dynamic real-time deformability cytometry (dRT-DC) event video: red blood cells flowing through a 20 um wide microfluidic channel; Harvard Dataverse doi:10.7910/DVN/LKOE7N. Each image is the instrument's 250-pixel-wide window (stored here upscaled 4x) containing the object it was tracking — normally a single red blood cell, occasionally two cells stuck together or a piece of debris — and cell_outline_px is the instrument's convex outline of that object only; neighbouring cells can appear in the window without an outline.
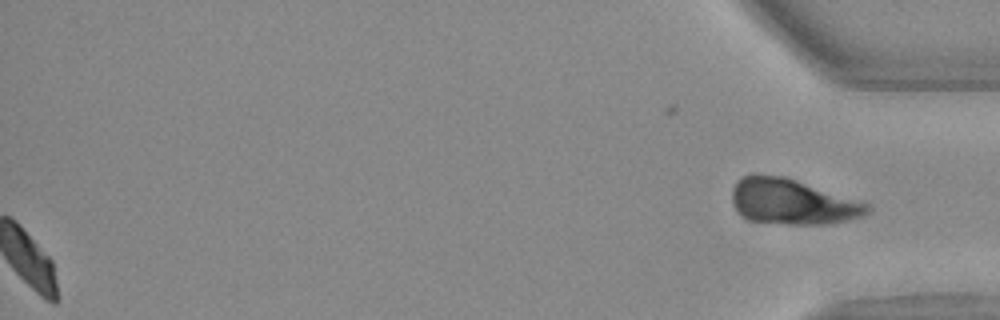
{"species": "Egyptian fruit bat (a non-hibernating species)", "species_latin": "Rousettus aegyptiacus", "temperature_condition": "warm", "stored_images_in_passage": 44, "segment_of_instrument_passage": [2, 2], "camera_frame_rate_fps": 3000, "um_per_image_px": 0.085, "animal": {"sex": "female"}, "frame": {"image": 1, "passage_image": 44, "time_ms": 14.333, "image_size_px": [1000, 320], "cell_outline_px": [[868, 212], [860, 216], [844, 220], [824, 224], [788, 224], [748, 220], [740, 216], [736, 212], [732, 204], [732, 188], [736, 180], [752, 172], [756, 172], [784, 176], [868, 204]], "centroid_in_image_um": [67.2, 17.12], "position_along_channel_um": 368.0, "area_um2": 35.72}}